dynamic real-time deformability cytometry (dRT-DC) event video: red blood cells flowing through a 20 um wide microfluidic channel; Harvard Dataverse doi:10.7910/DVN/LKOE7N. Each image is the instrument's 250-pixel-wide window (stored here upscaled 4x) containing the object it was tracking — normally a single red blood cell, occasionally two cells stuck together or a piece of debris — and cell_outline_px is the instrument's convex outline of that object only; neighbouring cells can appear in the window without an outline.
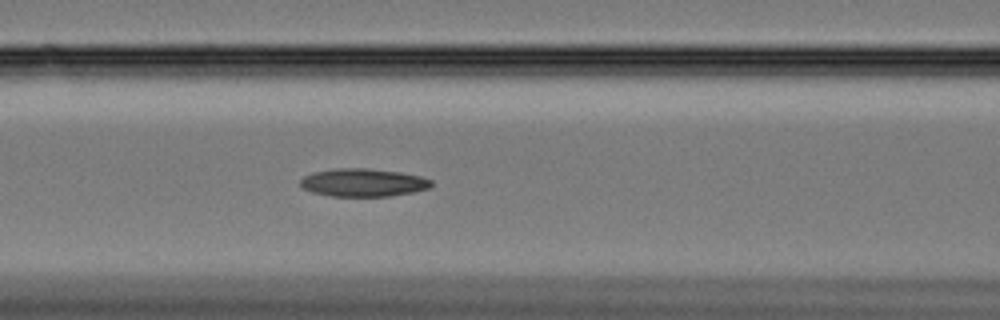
{"species": "Egyptian fruit bat (a non-hibernating species)", "species_latin": "Rousettus aegyptiacus", "temperature_condition": "cold", "stored_images_in_passage": 30, "camera_frame_rate_fps": 3000, "um_per_image_px": 0.085, "animal": {"sex": "female"}, "frame": {"image": 1, "passage_image": 12, "time_ms": 3.667, "image_size_px": [1000, 320], "cell_outline_px": [[432, 184], [428, 188], [412, 192], [388, 196], [332, 196], [312, 192], [304, 188], [300, 184], [300, 180], [304, 176], [312, 172], [336, 168], [368, 168], [400, 172], [420, 176], [432, 180]], "centroid_in_image_um": [30.85, 15.51], "position_along_channel_um": 135.7, "area_um2": 21.27}}
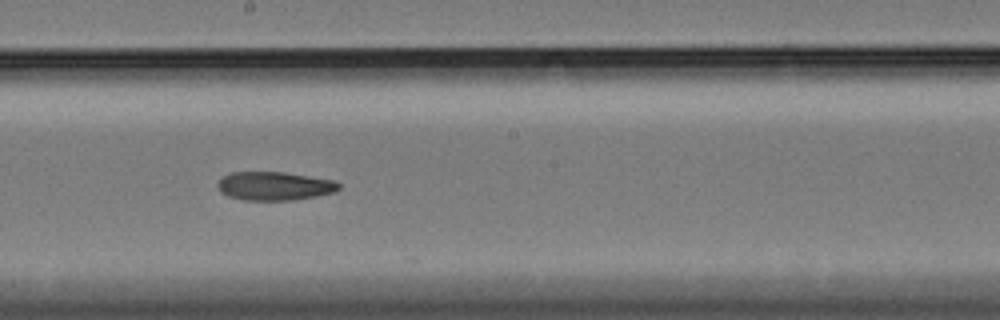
{"frame": {"image": 2, "passage_image": 20, "time_ms": 6.333, "image_size_px": [1000, 320], "cell_outline_px": [[340, 188], [336, 192], [316, 196], [292, 200], [244, 200], [228, 196], [220, 192], [216, 184], [224, 176], [232, 172], [284, 172], [332, 180], [340, 184]], "centroid_in_image_um": [23.32, 15.81], "position_along_channel_um": 224.9, "area_um2": 20.11}}
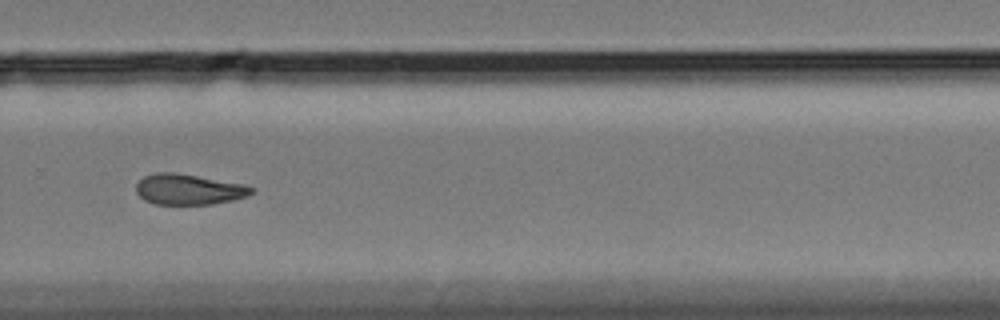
{"frame": {"image": 3, "passage_image": 28, "time_ms": 9.0, "image_size_px": [1000, 320], "cell_outline_px": [[252, 192], [248, 196], [232, 200], [212, 204], [156, 204], [144, 200], [136, 192], [136, 184], [144, 176], [156, 172], [176, 172], [244, 184], [252, 188]], "centroid_in_image_um": [16.01, 16.09], "position_along_channel_um": 313.8, "area_um2": 20.52}}